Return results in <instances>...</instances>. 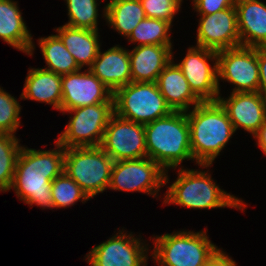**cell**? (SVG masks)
Wrapping results in <instances>:
<instances>
[{
    "label": "cell",
    "mask_w": 266,
    "mask_h": 266,
    "mask_svg": "<svg viewBox=\"0 0 266 266\" xmlns=\"http://www.w3.org/2000/svg\"><path fill=\"white\" fill-rule=\"evenodd\" d=\"M56 142V149L40 151L21 147L17 157L11 188L19 200L32 206L55 208L51 185L64 171L65 148ZM27 148V149H26Z\"/></svg>",
    "instance_id": "cell-1"
},
{
    "label": "cell",
    "mask_w": 266,
    "mask_h": 266,
    "mask_svg": "<svg viewBox=\"0 0 266 266\" xmlns=\"http://www.w3.org/2000/svg\"><path fill=\"white\" fill-rule=\"evenodd\" d=\"M187 114L193 161L209 167L235 133L232 122L218 101H204Z\"/></svg>",
    "instance_id": "cell-2"
},
{
    "label": "cell",
    "mask_w": 266,
    "mask_h": 266,
    "mask_svg": "<svg viewBox=\"0 0 266 266\" xmlns=\"http://www.w3.org/2000/svg\"><path fill=\"white\" fill-rule=\"evenodd\" d=\"M147 157L166 172L185 159L193 160L190 129L186 112L172 111L169 115L144 125Z\"/></svg>",
    "instance_id": "cell-3"
},
{
    "label": "cell",
    "mask_w": 266,
    "mask_h": 266,
    "mask_svg": "<svg viewBox=\"0 0 266 266\" xmlns=\"http://www.w3.org/2000/svg\"><path fill=\"white\" fill-rule=\"evenodd\" d=\"M166 193L164 203L191 209L233 207L244 210V202L221 190L207 172L180 168L178 178Z\"/></svg>",
    "instance_id": "cell-4"
},
{
    "label": "cell",
    "mask_w": 266,
    "mask_h": 266,
    "mask_svg": "<svg viewBox=\"0 0 266 266\" xmlns=\"http://www.w3.org/2000/svg\"><path fill=\"white\" fill-rule=\"evenodd\" d=\"M113 163L100 146L65 148L64 171L89 199L109 188Z\"/></svg>",
    "instance_id": "cell-5"
},
{
    "label": "cell",
    "mask_w": 266,
    "mask_h": 266,
    "mask_svg": "<svg viewBox=\"0 0 266 266\" xmlns=\"http://www.w3.org/2000/svg\"><path fill=\"white\" fill-rule=\"evenodd\" d=\"M152 257L160 266H203L219 249L206 231H180L154 238Z\"/></svg>",
    "instance_id": "cell-6"
},
{
    "label": "cell",
    "mask_w": 266,
    "mask_h": 266,
    "mask_svg": "<svg viewBox=\"0 0 266 266\" xmlns=\"http://www.w3.org/2000/svg\"><path fill=\"white\" fill-rule=\"evenodd\" d=\"M113 100L116 115L142 125L172 112L156 82H130L113 93Z\"/></svg>",
    "instance_id": "cell-7"
},
{
    "label": "cell",
    "mask_w": 266,
    "mask_h": 266,
    "mask_svg": "<svg viewBox=\"0 0 266 266\" xmlns=\"http://www.w3.org/2000/svg\"><path fill=\"white\" fill-rule=\"evenodd\" d=\"M66 112H74V115L70 117L68 125L57 141L64 148L99 147L109 120L114 114V102L73 108L64 111L63 114Z\"/></svg>",
    "instance_id": "cell-8"
},
{
    "label": "cell",
    "mask_w": 266,
    "mask_h": 266,
    "mask_svg": "<svg viewBox=\"0 0 266 266\" xmlns=\"http://www.w3.org/2000/svg\"><path fill=\"white\" fill-rule=\"evenodd\" d=\"M166 171L149 157L114 161L109 189L157 195L169 183Z\"/></svg>",
    "instance_id": "cell-9"
},
{
    "label": "cell",
    "mask_w": 266,
    "mask_h": 266,
    "mask_svg": "<svg viewBox=\"0 0 266 266\" xmlns=\"http://www.w3.org/2000/svg\"><path fill=\"white\" fill-rule=\"evenodd\" d=\"M215 63L213 67L208 61ZM190 89L202 101H217L220 96L217 52L203 47H190L183 60L177 64Z\"/></svg>",
    "instance_id": "cell-10"
},
{
    "label": "cell",
    "mask_w": 266,
    "mask_h": 266,
    "mask_svg": "<svg viewBox=\"0 0 266 266\" xmlns=\"http://www.w3.org/2000/svg\"><path fill=\"white\" fill-rule=\"evenodd\" d=\"M100 147L114 160H130L147 157L144 125L111 116Z\"/></svg>",
    "instance_id": "cell-11"
},
{
    "label": "cell",
    "mask_w": 266,
    "mask_h": 266,
    "mask_svg": "<svg viewBox=\"0 0 266 266\" xmlns=\"http://www.w3.org/2000/svg\"><path fill=\"white\" fill-rule=\"evenodd\" d=\"M218 78L235 85L232 93L259 92L257 47L238 46L217 52Z\"/></svg>",
    "instance_id": "cell-12"
},
{
    "label": "cell",
    "mask_w": 266,
    "mask_h": 266,
    "mask_svg": "<svg viewBox=\"0 0 266 266\" xmlns=\"http://www.w3.org/2000/svg\"><path fill=\"white\" fill-rule=\"evenodd\" d=\"M93 247L86 255L90 266H147V245L124 231Z\"/></svg>",
    "instance_id": "cell-13"
},
{
    "label": "cell",
    "mask_w": 266,
    "mask_h": 266,
    "mask_svg": "<svg viewBox=\"0 0 266 266\" xmlns=\"http://www.w3.org/2000/svg\"><path fill=\"white\" fill-rule=\"evenodd\" d=\"M62 103L60 112L91 106L98 103L114 102L113 92L89 69H81L62 76Z\"/></svg>",
    "instance_id": "cell-14"
},
{
    "label": "cell",
    "mask_w": 266,
    "mask_h": 266,
    "mask_svg": "<svg viewBox=\"0 0 266 266\" xmlns=\"http://www.w3.org/2000/svg\"><path fill=\"white\" fill-rule=\"evenodd\" d=\"M200 16L196 46L216 52L241 46L235 6Z\"/></svg>",
    "instance_id": "cell-15"
},
{
    "label": "cell",
    "mask_w": 266,
    "mask_h": 266,
    "mask_svg": "<svg viewBox=\"0 0 266 266\" xmlns=\"http://www.w3.org/2000/svg\"><path fill=\"white\" fill-rule=\"evenodd\" d=\"M225 109L235 129L243 128L253 136L266 121V98L260 92L231 93L217 100Z\"/></svg>",
    "instance_id": "cell-16"
},
{
    "label": "cell",
    "mask_w": 266,
    "mask_h": 266,
    "mask_svg": "<svg viewBox=\"0 0 266 266\" xmlns=\"http://www.w3.org/2000/svg\"><path fill=\"white\" fill-rule=\"evenodd\" d=\"M89 70L113 93L131 82L129 51L119 45L101 53Z\"/></svg>",
    "instance_id": "cell-17"
},
{
    "label": "cell",
    "mask_w": 266,
    "mask_h": 266,
    "mask_svg": "<svg viewBox=\"0 0 266 266\" xmlns=\"http://www.w3.org/2000/svg\"><path fill=\"white\" fill-rule=\"evenodd\" d=\"M171 49L172 45H144L129 51L131 82H156L174 57Z\"/></svg>",
    "instance_id": "cell-18"
},
{
    "label": "cell",
    "mask_w": 266,
    "mask_h": 266,
    "mask_svg": "<svg viewBox=\"0 0 266 266\" xmlns=\"http://www.w3.org/2000/svg\"><path fill=\"white\" fill-rule=\"evenodd\" d=\"M241 46H266V4L259 0H236Z\"/></svg>",
    "instance_id": "cell-19"
},
{
    "label": "cell",
    "mask_w": 266,
    "mask_h": 266,
    "mask_svg": "<svg viewBox=\"0 0 266 266\" xmlns=\"http://www.w3.org/2000/svg\"><path fill=\"white\" fill-rule=\"evenodd\" d=\"M156 84L172 111L188 112L202 101L190 89L182 70L173 60L159 74Z\"/></svg>",
    "instance_id": "cell-20"
},
{
    "label": "cell",
    "mask_w": 266,
    "mask_h": 266,
    "mask_svg": "<svg viewBox=\"0 0 266 266\" xmlns=\"http://www.w3.org/2000/svg\"><path fill=\"white\" fill-rule=\"evenodd\" d=\"M0 38L27 55L35 49L17 2L12 0H0Z\"/></svg>",
    "instance_id": "cell-21"
},
{
    "label": "cell",
    "mask_w": 266,
    "mask_h": 266,
    "mask_svg": "<svg viewBox=\"0 0 266 266\" xmlns=\"http://www.w3.org/2000/svg\"><path fill=\"white\" fill-rule=\"evenodd\" d=\"M62 76L44 68H32L28 71L20 99H30L53 105L61 110Z\"/></svg>",
    "instance_id": "cell-22"
},
{
    "label": "cell",
    "mask_w": 266,
    "mask_h": 266,
    "mask_svg": "<svg viewBox=\"0 0 266 266\" xmlns=\"http://www.w3.org/2000/svg\"><path fill=\"white\" fill-rule=\"evenodd\" d=\"M55 31L66 49L73 55L78 66L82 69L87 65L89 69L100 49L98 31L68 25L58 27Z\"/></svg>",
    "instance_id": "cell-23"
},
{
    "label": "cell",
    "mask_w": 266,
    "mask_h": 266,
    "mask_svg": "<svg viewBox=\"0 0 266 266\" xmlns=\"http://www.w3.org/2000/svg\"><path fill=\"white\" fill-rule=\"evenodd\" d=\"M146 18L140 0H124L105 8V19L118 33L126 38Z\"/></svg>",
    "instance_id": "cell-24"
},
{
    "label": "cell",
    "mask_w": 266,
    "mask_h": 266,
    "mask_svg": "<svg viewBox=\"0 0 266 266\" xmlns=\"http://www.w3.org/2000/svg\"><path fill=\"white\" fill-rule=\"evenodd\" d=\"M38 43L48 66L45 70L63 76L81 69L57 35L40 38Z\"/></svg>",
    "instance_id": "cell-25"
},
{
    "label": "cell",
    "mask_w": 266,
    "mask_h": 266,
    "mask_svg": "<svg viewBox=\"0 0 266 266\" xmlns=\"http://www.w3.org/2000/svg\"><path fill=\"white\" fill-rule=\"evenodd\" d=\"M171 24L167 21L148 18L142 20L127 37L129 42L144 45H172L170 32Z\"/></svg>",
    "instance_id": "cell-26"
},
{
    "label": "cell",
    "mask_w": 266,
    "mask_h": 266,
    "mask_svg": "<svg viewBox=\"0 0 266 266\" xmlns=\"http://www.w3.org/2000/svg\"><path fill=\"white\" fill-rule=\"evenodd\" d=\"M21 147L16 136L0 134V191L2 192L11 189Z\"/></svg>",
    "instance_id": "cell-27"
},
{
    "label": "cell",
    "mask_w": 266,
    "mask_h": 266,
    "mask_svg": "<svg viewBox=\"0 0 266 266\" xmlns=\"http://www.w3.org/2000/svg\"><path fill=\"white\" fill-rule=\"evenodd\" d=\"M51 192L55 208L69 207L80 199L82 203L89 200L81 187L65 171L52 181Z\"/></svg>",
    "instance_id": "cell-28"
},
{
    "label": "cell",
    "mask_w": 266,
    "mask_h": 266,
    "mask_svg": "<svg viewBox=\"0 0 266 266\" xmlns=\"http://www.w3.org/2000/svg\"><path fill=\"white\" fill-rule=\"evenodd\" d=\"M69 22L65 25L98 31L97 0H66Z\"/></svg>",
    "instance_id": "cell-29"
},
{
    "label": "cell",
    "mask_w": 266,
    "mask_h": 266,
    "mask_svg": "<svg viewBox=\"0 0 266 266\" xmlns=\"http://www.w3.org/2000/svg\"><path fill=\"white\" fill-rule=\"evenodd\" d=\"M21 105L0 87V134L14 135L20 126Z\"/></svg>",
    "instance_id": "cell-30"
},
{
    "label": "cell",
    "mask_w": 266,
    "mask_h": 266,
    "mask_svg": "<svg viewBox=\"0 0 266 266\" xmlns=\"http://www.w3.org/2000/svg\"><path fill=\"white\" fill-rule=\"evenodd\" d=\"M140 2L146 17L164 20L172 25L182 0H140Z\"/></svg>",
    "instance_id": "cell-31"
},
{
    "label": "cell",
    "mask_w": 266,
    "mask_h": 266,
    "mask_svg": "<svg viewBox=\"0 0 266 266\" xmlns=\"http://www.w3.org/2000/svg\"><path fill=\"white\" fill-rule=\"evenodd\" d=\"M194 9L199 12L200 15H210L217 11L225 10L229 7H233L236 4V0H193Z\"/></svg>",
    "instance_id": "cell-32"
},
{
    "label": "cell",
    "mask_w": 266,
    "mask_h": 266,
    "mask_svg": "<svg viewBox=\"0 0 266 266\" xmlns=\"http://www.w3.org/2000/svg\"><path fill=\"white\" fill-rule=\"evenodd\" d=\"M259 92L266 98V46L257 47Z\"/></svg>",
    "instance_id": "cell-33"
},
{
    "label": "cell",
    "mask_w": 266,
    "mask_h": 266,
    "mask_svg": "<svg viewBox=\"0 0 266 266\" xmlns=\"http://www.w3.org/2000/svg\"><path fill=\"white\" fill-rule=\"evenodd\" d=\"M235 261L222 250L214 253L203 266H236Z\"/></svg>",
    "instance_id": "cell-34"
},
{
    "label": "cell",
    "mask_w": 266,
    "mask_h": 266,
    "mask_svg": "<svg viewBox=\"0 0 266 266\" xmlns=\"http://www.w3.org/2000/svg\"><path fill=\"white\" fill-rule=\"evenodd\" d=\"M257 139L256 144L262 149L264 154L266 155V121L264 124L259 128L258 132L253 136Z\"/></svg>",
    "instance_id": "cell-35"
},
{
    "label": "cell",
    "mask_w": 266,
    "mask_h": 266,
    "mask_svg": "<svg viewBox=\"0 0 266 266\" xmlns=\"http://www.w3.org/2000/svg\"><path fill=\"white\" fill-rule=\"evenodd\" d=\"M119 1H124V0H110V2L108 4H106V6L104 7V18H105V8L109 5V4H113V3H116V2H119Z\"/></svg>",
    "instance_id": "cell-36"
}]
</instances>
